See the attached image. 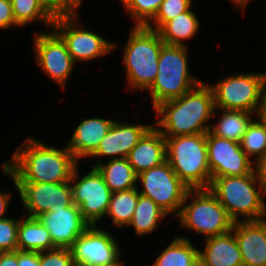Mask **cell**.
<instances>
[{
  "mask_svg": "<svg viewBox=\"0 0 266 266\" xmlns=\"http://www.w3.org/2000/svg\"><path fill=\"white\" fill-rule=\"evenodd\" d=\"M78 161L67 146L57 149L33 137H27L2 166L16 182H69Z\"/></svg>",
  "mask_w": 266,
  "mask_h": 266,
  "instance_id": "6da1fadb",
  "label": "cell"
},
{
  "mask_svg": "<svg viewBox=\"0 0 266 266\" xmlns=\"http://www.w3.org/2000/svg\"><path fill=\"white\" fill-rule=\"evenodd\" d=\"M201 81L197 86L181 97L164 101L156 106V117H160L154 126L164 137L207 133L209 120L218 113L215 110L212 89Z\"/></svg>",
  "mask_w": 266,
  "mask_h": 266,
  "instance_id": "7a4b0ae2",
  "label": "cell"
},
{
  "mask_svg": "<svg viewBox=\"0 0 266 266\" xmlns=\"http://www.w3.org/2000/svg\"><path fill=\"white\" fill-rule=\"evenodd\" d=\"M227 211L234 222L265 219L266 195L255 169L242 176H221L211 179L208 188Z\"/></svg>",
  "mask_w": 266,
  "mask_h": 266,
  "instance_id": "3957f363",
  "label": "cell"
},
{
  "mask_svg": "<svg viewBox=\"0 0 266 266\" xmlns=\"http://www.w3.org/2000/svg\"><path fill=\"white\" fill-rule=\"evenodd\" d=\"M122 62L131 88L147 91L156 79L158 60L164 42L158 31L132 26Z\"/></svg>",
  "mask_w": 266,
  "mask_h": 266,
  "instance_id": "277c9868",
  "label": "cell"
},
{
  "mask_svg": "<svg viewBox=\"0 0 266 266\" xmlns=\"http://www.w3.org/2000/svg\"><path fill=\"white\" fill-rule=\"evenodd\" d=\"M166 157L175 174L190 189L209 188L206 133L165 137Z\"/></svg>",
  "mask_w": 266,
  "mask_h": 266,
  "instance_id": "5b68a950",
  "label": "cell"
},
{
  "mask_svg": "<svg viewBox=\"0 0 266 266\" xmlns=\"http://www.w3.org/2000/svg\"><path fill=\"white\" fill-rule=\"evenodd\" d=\"M188 51V46L162 45L158 73L147 90L151 94L153 109L164 101L181 97L201 82L189 72Z\"/></svg>",
  "mask_w": 266,
  "mask_h": 266,
  "instance_id": "8992f818",
  "label": "cell"
},
{
  "mask_svg": "<svg viewBox=\"0 0 266 266\" xmlns=\"http://www.w3.org/2000/svg\"><path fill=\"white\" fill-rule=\"evenodd\" d=\"M190 198L192 201L189 203ZM177 217L181 226L195 230L206 238L226 234L232 231L234 225L225 208L208 188L189 189Z\"/></svg>",
  "mask_w": 266,
  "mask_h": 266,
  "instance_id": "52a82bcc",
  "label": "cell"
},
{
  "mask_svg": "<svg viewBox=\"0 0 266 266\" xmlns=\"http://www.w3.org/2000/svg\"><path fill=\"white\" fill-rule=\"evenodd\" d=\"M266 72L232 74L209 86L215 109L239 110L260 114Z\"/></svg>",
  "mask_w": 266,
  "mask_h": 266,
  "instance_id": "ba28073f",
  "label": "cell"
},
{
  "mask_svg": "<svg viewBox=\"0 0 266 266\" xmlns=\"http://www.w3.org/2000/svg\"><path fill=\"white\" fill-rule=\"evenodd\" d=\"M79 19L77 12L58 15L51 28L65 42L75 63L99 59L116 48V43L109 42L93 31L78 27Z\"/></svg>",
  "mask_w": 266,
  "mask_h": 266,
  "instance_id": "9c48e42d",
  "label": "cell"
},
{
  "mask_svg": "<svg viewBox=\"0 0 266 266\" xmlns=\"http://www.w3.org/2000/svg\"><path fill=\"white\" fill-rule=\"evenodd\" d=\"M137 181L143 187L138 190L141 195L151 198L168 215H179L190 188L179 179L167 160L138 174Z\"/></svg>",
  "mask_w": 266,
  "mask_h": 266,
  "instance_id": "30bf717a",
  "label": "cell"
},
{
  "mask_svg": "<svg viewBox=\"0 0 266 266\" xmlns=\"http://www.w3.org/2000/svg\"><path fill=\"white\" fill-rule=\"evenodd\" d=\"M78 170L77 164L69 181L73 203L80 208L83 219L90 226L97 225L106 216L112 191L96 167L80 179Z\"/></svg>",
  "mask_w": 266,
  "mask_h": 266,
  "instance_id": "8fae6325",
  "label": "cell"
},
{
  "mask_svg": "<svg viewBox=\"0 0 266 266\" xmlns=\"http://www.w3.org/2000/svg\"><path fill=\"white\" fill-rule=\"evenodd\" d=\"M97 226H89L69 248L74 264L122 266L116 237Z\"/></svg>",
  "mask_w": 266,
  "mask_h": 266,
  "instance_id": "7c38bea8",
  "label": "cell"
},
{
  "mask_svg": "<svg viewBox=\"0 0 266 266\" xmlns=\"http://www.w3.org/2000/svg\"><path fill=\"white\" fill-rule=\"evenodd\" d=\"M5 176L11 177L22 201L26 216L37 217L48 211L50 206L68 207L73 204L70 182L32 183L16 182L14 177L2 166Z\"/></svg>",
  "mask_w": 266,
  "mask_h": 266,
  "instance_id": "4fadbf2b",
  "label": "cell"
},
{
  "mask_svg": "<svg viewBox=\"0 0 266 266\" xmlns=\"http://www.w3.org/2000/svg\"><path fill=\"white\" fill-rule=\"evenodd\" d=\"M33 40L36 63L45 72L46 76H49L65 90L66 81L75 64L65 42L54 30L49 31V33L35 32Z\"/></svg>",
  "mask_w": 266,
  "mask_h": 266,
  "instance_id": "5bb4252c",
  "label": "cell"
},
{
  "mask_svg": "<svg viewBox=\"0 0 266 266\" xmlns=\"http://www.w3.org/2000/svg\"><path fill=\"white\" fill-rule=\"evenodd\" d=\"M206 145L211 179L221 176H242L256 169L252 161L236 141L206 133Z\"/></svg>",
  "mask_w": 266,
  "mask_h": 266,
  "instance_id": "9a60e30c",
  "label": "cell"
},
{
  "mask_svg": "<svg viewBox=\"0 0 266 266\" xmlns=\"http://www.w3.org/2000/svg\"><path fill=\"white\" fill-rule=\"evenodd\" d=\"M49 231L56 248L69 249L75 240L90 226L82 217L80 208L73 203L68 207H49L37 216Z\"/></svg>",
  "mask_w": 266,
  "mask_h": 266,
  "instance_id": "2e32d148",
  "label": "cell"
},
{
  "mask_svg": "<svg viewBox=\"0 0 266 266\" xmlns=\"http://www.w3.org/2000/svg\"><path fill=\"white\" fill-rule=\"evenodd\" d=\"M153 125L131 124L114 121L97 150L90 157H111L112 159L127 158L131 149Z\"/></svg>",
  "mask_w": 266,
  "mask_h": 266,
  "instance_id": "e0dca14e",
  "label": "cell"
},
{
  "mask_svg": "<svg viewBox=\"0 0 266 266\" xmlns=\"http://www.w3.org/2000/svg\"><path fill=\"white\" fill-rule=\"evenodd\" d=\"M232 232L240 248L243 266H266V218L234 222Z\"/></svg>",
  "mask_w": 266,
  "mask_h": 266,
  "instance_id": "ac0fdd59",
  "label": "cell"
},
{
  "mask_svg": "<svg viewBox=\"0 0 266 266\" xmlns=\"http://www.w3.org/2000/svg\"><path fill=\"white\" fill-rule=\"evenodd\" d=\"M126 159L136 175L162 164L167 160L165 137L153 125L131 149Z\"/></svg>",
  "mask_w": 266,
  "mask_h": 266,
  "instance_id": "d6986e66",
  "label": "cell"
},
{
  "mask_svg": "<svg viewBox=\"0 0 266 266\" xmlns=\"http://www.w3.org/2000/svg\"><path fill=\"white\" fill-rule=\"evenodd\" d=\"M115 120L110 118H89L81 121L67 142V148L79 162L81 158L91 156Z\"/></svg>",
  "mask_w": 266,
  "mask_h": 266,
  "instance_id": "ffe728a7",
  "label": "cell"
},
{
  "mask_svg": "<svg viewBox=\"0 0 266 266\" xmlns=\"http://www.w3.org/2000/svg\"><path fill=\"white\" fill-rule=\"evenodd\" d=\"M199 266H243L240 248L232 231L205 238L203 251H198Z\"/></svg>",
  "mask_w": 266,
  "mask_h": 266,
  "instance_id": "44dd1931",
  "label": "cell"
},
{
  "mask_svg": "<svg viewBox=\"0 0 266 266\" xmlns=\"http://www.w3.org/2000/svg\"><path fill=\"white\" fill-rule=\"evenodd\" d=\"M17 247L20 251L43 252L55 249L49 231L37 217H21L18 224Z\"/></svg>",
  "mask_w": 266,
  "mask_h": 266,
  "instance_id": "7402d4cb",
  "label": "cell"
},
{
  "mask_svg": "<svg viewBox=\"0 0 266 266\" xmlns=\"http://www.w3.org/2000/svg\"><path fill=\"white\" fill-rule=\"evenodd\" d=\"M94 167L101 173L112 193L137 186V175L126 158L109 159L107 163L98 159Z\"/></svg>",
  "mask_w": 266,
  "mask_h": 266,
  "instance_id": "603a6c76",
  "label": "cell"
},
{
  "mask_svg": "<svg viewBox=\"0 0 266 266\" xmlns=\"http://www.w3.org/2000/svg\"><path fill=\"white\" fill-rule=\"evenodd\" d=\"M191 9L178 14L158 30L165 44L186 46L185 40L192 39L198 33L200 23Z\"/></svg>",
  "mask_w": 266,
  "mask_h": 266,
  "instance_id": "cb8c5ba5",
  "label": "cell"
},
{
  "mask_svg": "<svg viewBox=\"0 0 266 266\" xmlns=\"http://www.w3.org/2000/svg\"><path fill=\"white\" fill-rule=\"evenodd\" d=\"M222 114L216 124L210 126L209 132L219 138L240 142L243 134L254 120L252 115L257 114L247 111L219 109Z\"/></svg>",
  "mask_w": 266,
  "mask_h": 266,
  "instance_id": "d4e9b609",
  "label": "cell"
},
{
  "mask_svg": "<svg viewBox=\"0 0 266 266\" xmlns=\"http://www.w3.org/2000/svg\"><path fill=\"white\" fill-rule=\"evenodd\" d=\"M198 251L189 238L177 236L158 255L152 266H199Z\"/></svg>",
  "mask_w": 266,
  "mask_h": 266,
  "instance_id": "484cf974",
  "label": "cell"
},
{
  "mask_svg": "<svg viewBox=\"0 0 266 266\" xmlns=\"http://www.w3.org/2000/svg\"><path fill=\"white\" fill-rule=\"evenodd\" d=\"M168 214L151 198L139 194L133 218L128 227L134 228L138 236L151 234L158 228L159 222Z\"/></svg>",
  "mask_w": 266,
  "mask_h": 266,
  "instance_id": "4316f807",
  "label": "cell"
},
{
  "mask_svg": "<svg viewBox=\"0 0 266 266\" xmlns=\"http://www.w3.org/2000/svg\"><path fill=\"white\" fill-rule=\"evenodd\" d=\"M138 187L111 194L106 217H110L116 227H128L138 203Z\"/></svg>",
  "mask_w": 266,
  "mask_h": 266,
  "instance_id": "83f0119b",
  "label": "cell"
},
{
  "mask_svg": "<svg viewBox=\"0 0 266 266\" xmlns=\"http://www.w3.org/2000/svg\"><path fill=\"white\" fill-rule=\"evenodd\" d=\"M11 3L14 19L20 28L35 21L52 28L56 16L41 0H11Z\"/></svg>",
  "mask_w": 266,
  "mask_h": 266,
  "instance_id": "f1b7e54d",
  "label": "cell"
},
{
  "mask_svg": "<svg viewBox=\"0 0 266 266\" xmlns=\"http://www.w3.org/2000/svg\"><path fill=\"white\" fill-rule=\"evenodd\" d=\"M257 119L251 122L239 142L249 158L255 156L256 164L266 156V121L260 116Z\"/></svg>",
  "mask_w": 266,
  "mask_h": 266,
  "instance_id": "f546056e",
  "label": "cell"
},
{
  "mask_svg": "<svg viewBox=\"0 0 266 266\" xmlns=\"http://www.w3.org/2000/svg\"><path fill=\"white\" fill-rule=\"evenodd\" d=\"M125 11L136 22L133 26H147L157 14L164 0H120Z\"/></svg>",
  "mask_w": 266,
  "mask_h": 266,
  "instance_id": "4dcf8cb0",
  "label": "cell"
},
{
  "mask_svg": "<svg viewBox=\"0 0 266 266\" xmlns=\"http://www.w3.org/2000/svg\"><path fill=\"white\" fill-rule=\"evenodd\" d=\"M192 2V0H164L154 19L146 27L158 31L167 21L188 11L193 6Z\"/></svg>",
  "mask_w": 266,
  "mask_h": 266,
  "instance_id": "1f68e13d",
  "label": "cell"
},
{
  "mask_svg": "<svg viewBox=\"0 0 266 266\" xmlns=\"http://www.w3.org/2000/svg\"><path fill=\"white\" fill-rule=\"evenodd\" d=\"M20 219L5 218L0 220V251H16L18 224Z\"/></svg>",
  "mask_w": 266,
  "mask_h": 266,
  "instance_id": "d6a6232c",
  "label": "cell"
},
{
  "mask_svg": "<svg viewBox=\"0 0 266 266\" xmlns=\"http://www.w3.org/2000/svg\"><path fill=\"white\" fill-rule=\"evenodd\" d=\"M71 251L67 248H55L40 252V266H73Z\"/></svg>",
  "mask_w": 266,
  "mask_h": 266,
  "instance_id": "836d02e7",
  "label": "cell"
},
{
  "mask_svg": "<svg viewBox=\"0 0 266 266\" xmlns=\"http://www.w3.org/2000/svg\"><path fill=\"white\" fill-rule=\"evenodd\" d=\"M20 27L13 16L11 0H0V29Z\"/></svg>",
  "mask_w": 266,
  "mask_h": 266,
  "instance_id": "e575fe53",
  "label": "cell"
},
{
  "mask_svg": "<svg viewBox=\"0 0 266 266\" xmlns=\"http://www.w3.org/2000/svg\"><path fill=\"white\" fill-rule=\"evenodd\" d=\"M41 1L55 16L70 14L78 11L68 0Z\"/></svg>",
  "mask_w": 266,
  "mask_h": 266,
  "instance_id": "d590c367",
  "label": "cell"
},
{
  "mask_svg": "<svg viewBox=\"0 0 266 266\" xmlns=\"http://www.w3.org/2000/svg\"><path fill=\"white\" fill-rule=\"evenodd\" d=\"M18 266H40V252L17 250Z\"/></svg>",
  "mask_w": 266,
  "mask_h": 266,
  "instance_id": "8d00e7d4",
  "label": "cell"
},
{
  "mask_svg": "<svg viewBox=\"0 0 266 266\" xmlns=\"http://www.w3.org/2000/svg\"><path fill=\"white\" fill-rule=\"evenodd\" d=\"M0 266H18L17 250L2 252L0 254Z\"/></svg>",
  "mask_w": 266,
  "mask_h": 266,
  "instance_id": "74e56055",
  "label": "cell"
},
{
  "mask_svg": "<svg viewBox=\"0 0 266 266\" xmlns=\"http://www.w3.org/2000/svg\"><path fill=\"white\" fill-rule=\"evenodd\" d=\"M7 192L3 193L0 191V220L7 218V216L4 217V214H6L7 212L12 196V194L9 191Z\"/></svg>",
  "mask_w": 266,
  "mask_h": 266,
  "instance_id": "f35d334b",
  "label": "cell"
},
{
  "mask_svg": "<svg viewBox=\"0 0 266 266\" xmlns=\"http://www.w3.org/2000/svg\"><path fill=\"white\" fill-rule=\"evenodd\" d=\"M256 169L260 178V182L262 183L266 193V156L256 164Z\"/></svg>",
  "mask_w": 266,
  "mask_h": 266,
  "instance_id": "ab89813d",
  "label": "cell"
},
{
  "mask_svg": "<svg viewBox=\"0 0 266 266\" xmlns=\"http://www.w3.org/2000/svg\"><path fill=\"white\" fill-rule=\"evenodd\" d=\"M259 116L266 121V80L263 88L262 108Z\"/></svg>",
  "mask_w": 266,
  "mask_h": 266,
  "instance_id": "60d3db41",
  "label": "cell"
},
{
  "mask_svg": "<svg viewBox=\"0 0 266 266\" xmlns=\"http://www.w3.org/2000/svg\"><path fill=\"white\" fill-rule=\"evenodd\" d=\"M232 3H234V5L239 6V8L241 7L242 11H244V9L247 7L246 5L249 3V1L251 0H230Z\"/></svg>",
  "mask_w": 266,
  "mask_h": 266,
  "instance_id": "b9f144b4",
  "label": "cell"
},
{
  "mask_svg": "<svg viewBox=\"0 0 266 266\" xmlns=\"http://www.w3.org/2000/svg\"><path fill=\"white\" fill-rule=\"evenodd\" d=\"M76 9H78L83 0H68Z\"/></svg>",
  "mask_w": 266,
  "mask_h": 266,
  "instance_id": "7bdbcfd3",
  "label": "cell"
},
{
  "mask_svg": "<svg viewBox=\"0 0 266 266\" xmlns=\"http://www.w3.org/2000/svg\"><path fill=\"white\" fill-rule=\"evenodd\" d=\"M73 266H99V265H92V264L78 263V264H74Z\"/></svg>",
  "mask_w": 266,
  "mask_h": 266,
  "instance_id": "ee69618b",
  "label": "cell"
}]
</instances>
